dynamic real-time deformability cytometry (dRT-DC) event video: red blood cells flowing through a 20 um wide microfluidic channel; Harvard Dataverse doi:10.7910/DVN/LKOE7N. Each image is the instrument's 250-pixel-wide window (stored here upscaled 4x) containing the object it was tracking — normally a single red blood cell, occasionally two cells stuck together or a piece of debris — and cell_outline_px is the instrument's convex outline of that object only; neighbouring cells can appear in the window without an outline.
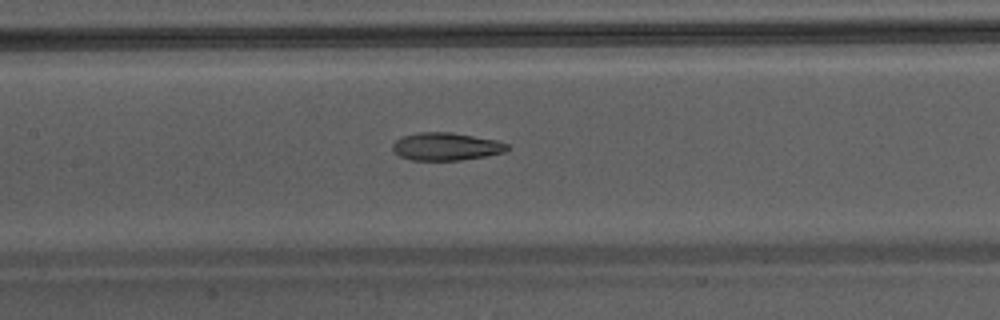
{"species": "Egyptian fruit bat (a non-hibernating species)", "species_latin": "Rousettus aegyptiacus", "temperature_condition": "warm", "stored_images_in_passage": 38, "camera_frame_rate_fps": 3000, "um_per_image_px": 0.085, "animal": {"sex": "male"}, "frame": {"image": 1, "passage_image": 14, "time_ms": 4.333, "image_size_px": [1000, 320], "cell_outline_px": [[508, 148], [504, 152], [484, 156], [460, 160], [412, 160], [400, 156], [392, 148], [392, 144], [396, 140], [404, 136], [416, 132], [452, 132], [496, 140], [508, 144]], "centroid_in_image_um": [37.9, 12.45], "position_along_channel_um": 169.5, "area_um2": 18.38}}
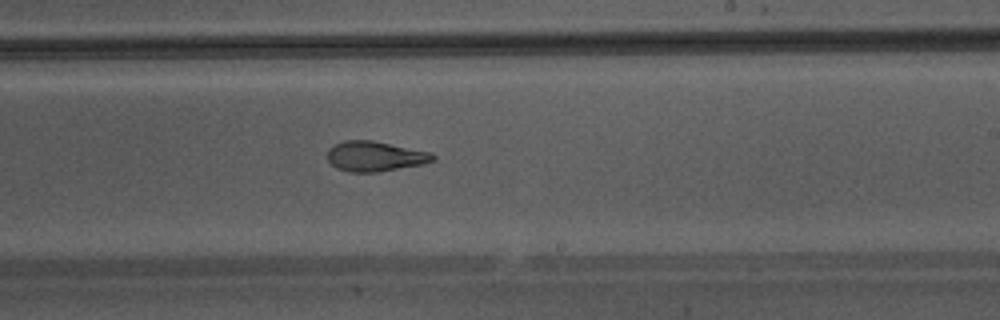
{"frame": {"image": 2, "passage_image": 20, "time_ms": 6.333, "image_size_px": [1000, 320], "cell_outline_px": [[436, 160], [424, 164], [376, 172], [348, 172], [336, 168], [328, 160], [328, 148], [344, 140], [372, 140], [432, 152], [436, 156]], "centroid_in_image_um": [31.9, 13.28], "position_along_channel_um": 257.1, "area_um2": 18.61}}
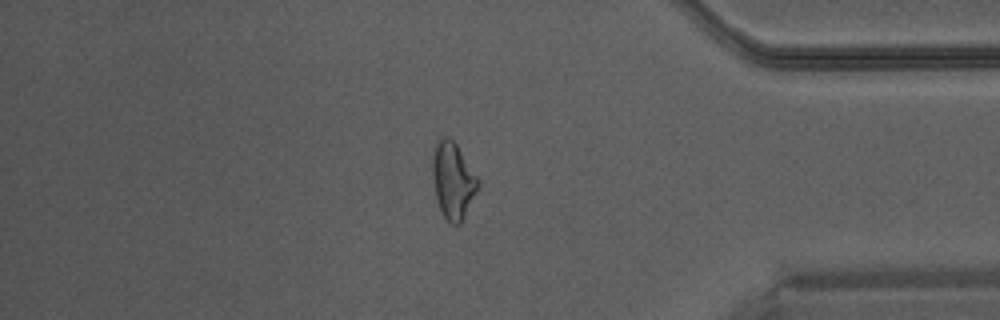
{"frame": {"image": 3, "passage_image": 31, "time_ms": 10.0, "image_size_px": [1000, 320], "cell_outline_px": [[480, 184], [460, 224], [452, 224], [440, 212], [436, 200], [432, 176], [432, 156], [436, 144], [444, 136], [448, 136], [456, 144], [480, 180]], "centroid_in_image_um": [38.49, 15.34], "position_along_channel_um": 396.7, "area_um2": 20.17}}